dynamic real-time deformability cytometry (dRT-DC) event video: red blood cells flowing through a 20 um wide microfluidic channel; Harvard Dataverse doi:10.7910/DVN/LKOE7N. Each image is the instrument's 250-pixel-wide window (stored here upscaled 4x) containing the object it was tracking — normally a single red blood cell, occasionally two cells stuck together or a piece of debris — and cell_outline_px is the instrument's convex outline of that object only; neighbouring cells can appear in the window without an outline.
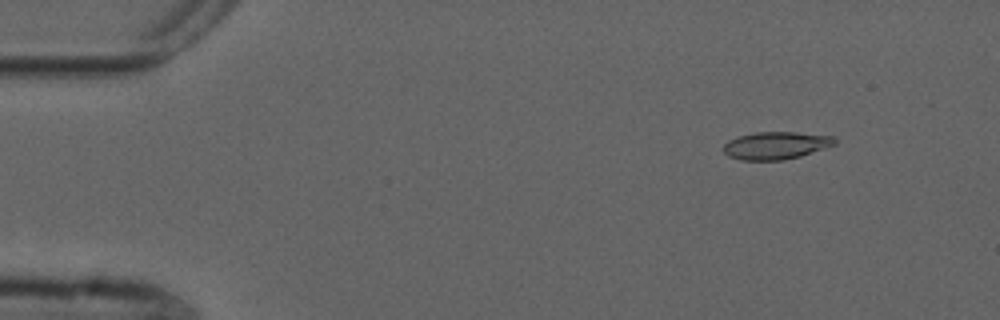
{"species": "common noctule bat (a hibernating species)", "species_latin": "Nyctalus noctula", "temperature_condition": "cold", "stored_images_in_passage": 49, "camera_frame_rate_fps": 3000, "um_per_image_px": 0.085, "animal": {"sex": "male", "forearm_length_mm": 52.5}, "frame": {"image": 1, "passage_image": 1, "time_ms": 0.0, "image_size_px": [1000, 320], "cell_outline_px": [[836, 144], [800, 156], [784, 160], [740, 160], [728, 156], [724, 152], [724, 144], [728, 140], [740, 136], [756, 132], [796, 132], [832, 136], [836, 140]], "centroid_in_image_um": [65.94, 12.37], "position_along_channel_um": 19.1, "area_um2": 17.74}}
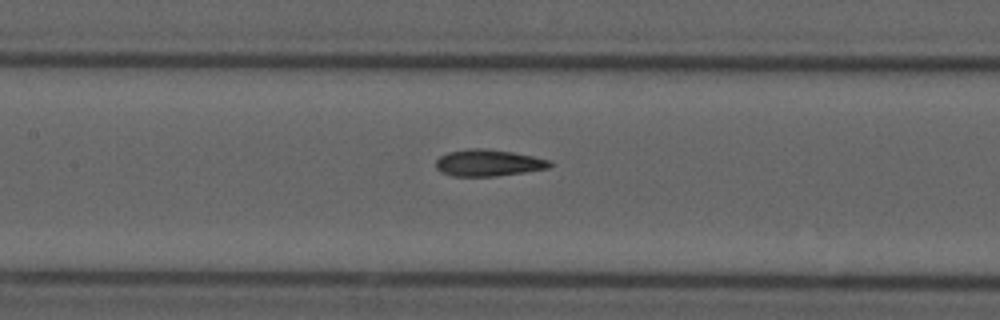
{"frame": {"image": 2, "passage_image": 20, "time_ms": 6.333, "image_size_px": [1000, 320], "cell_outline_px": [[552, 164], [548, 168], [524, 172], [496, 176], [452, 176], [440, 172], [436, 168], [436, 160], [440, 156], [448, 152], [468, 148], [484, 148], [512, 152], [552, 160]], "centroid_in_image_um": [41.49, 13.84], "position_along_channel_um": 165.9, "area_um2": 17.74}}
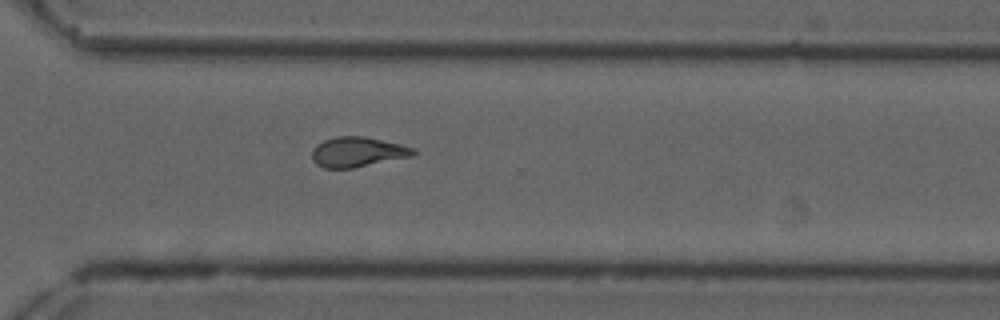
{"frame": {"image": 3, "passage_image": 34, "time_ms": 11.0, "image_size_px": [1000, 320], "cell_outline_px": [[416, 152], [412, 156], [352, 168], [324, 168], [316, 164], [312, 160], [312, 148], [316, 144], [324, 140], [336, 136], [364, 136], [400, 144], [416, 148]], "centroid_in_image_um": [30.37, 12.91], "position_along_channel_um": 340.2, "area_um2": 17.74}, "authors_computed_cell_mechanics": {"area_um2": 17.6868, "velocity_mm_per_s": 3.7538, "shape_relaxation_time_tau1_ms": 6.4358, "shape_relaxation_time_tau2_ms": 1.8449, "deformation_change_tau1": 0.1846, "deformation_change_tau2": 0.087}}